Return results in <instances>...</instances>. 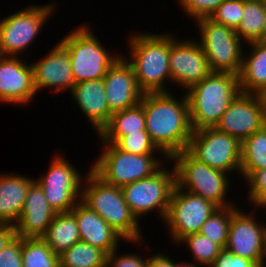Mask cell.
I'll return each mask as SVG.
<instances>
[{"label": "cell", "instance_id": "obj_35", "mask_svg": "<svg viewBox=\"0 0 266 267\" xmlns=\"http://www.w3.org/2000/svg\"><path fill=\"white\" fill-rule=\"evenodd\" d=\"M248 189L247 204L266 210V168L254 171L244 182Z\"/></svg>", "mask_w": 266, "mask_h": 267}, {"label": "cell", "instance_id": "obj_17", "mask_svg": "<svg viewBox=\"0 0 266 267\" xmlns=\"http://www.w3.org/2000/svg\"><path fill=\"white\" fill-rule=\"evenodd\" d=\"M22 57L0 56V103L19 107L37 95L31 62Z\"/></svg>", "mask_w": 266, "mask_h": 267}, {"label": "cell", "instance_id": "obj_26", "mask_svg": "<svg viewBox=\"0 0 266 267\" xmlns=\"http://www.w3.org/2000/svg\"><path fill=\"white\" fill-rule=\"evenodd\" d=\"M41 238L54 253L60 255L80 241L75 216L71 212L57 213Z\"/></svg>", "mask_w": 266, "mask_h": 267}, {"label": "cell", "instance_id": "obj_28", "mask_svg": "<svg viewBox=\"0 0 266 267\" xmlns=\"http://www.w3.org/2000/svg\"><path fill=\"white\" fill-rule=\"evenodd\" d=\"M107 253L78 241L59 255L60 267H107Z\"/></svg>", "mask_w": 266, "mask_h": 267}, {"label": "cell", "instance_id": "obj_40", "mask_svg": "<svg viewBox=\"0 0 266 267\" xmlns=\"http://www.w3.org/2000/svg\"><path fill=\"white\" fill-rule=\"evenodd\" d=\"M168 253H162V252H155L152 255L149 256L148 254V262H147V267H178L182 261H174L175 258L173 259Z\"/></svg>", "mask_w": 266, "mask_h": 267}, {"label": "cell", "instance_id": "obj_30", "mask_svg": "<svg viewBox=\"0 0 266 267\" xmlns=\"http://www.w3.org/2000/svg\"><path fill=\"white\" fill-rule=\"evenodd\" d=\"M22 267H60L59 255L42 238H22Z\"/></svg>", "mask_w": 266, "mask_h": 267}, {"label": "cell", "instance_id": "obj_42", "mask_svg": "<svg viewBox=\"0 0 266 267\" xmlns=\"http://www.w3.org/2000/svg\"><path fill=\"white\" fill-rule=\"evenodd\" d=\"M260 41L266 42V2H265V13H264V28L262 31V36Z\"/></svg>", "mask_w": 266, "mask_h": 267}, {"label": "cell", "instance_id": "obj_2", "mask_svg": "<svg viewBox=\"0 0 266 267\" xmlns=\"http://www.w3.org/2000/svg\"><path fill=\"white\" fill-rule=\"evenodd\" d=\"M164 33L137 31L127 37L130 56L123 55L132 64L138 86L144 93L171 92L166 84L171 83V32Z\"/></svg>", "mask_w": 266, "mask_h": 267}, {"label": "cell", "instance_id": "obj_25", "mask_svg": "<svg viewBox=\"0 0 266 267\" xmlns=\"http://www.w3.org/2000/svg\"><path fill=\"white\" fill-rule=\"evenodd\" d=\"M146 130L143 106L139 103L134 107L113 113L108 124L97 135L98 141L115 143L121 136L128 133Z\"/></svg>", "mask_w": 266, "mask_h": 267}, {"label": "cell", "instance_id": "obj_1", "mask_svg": "<svg viewBox=\"0 0 266 267\" xmlns=\"http://www.w3.org/2000/svg\"><path fill=\"white\" fill-rule=\"evenodd\" d=\"M172 92L144 93L140 101L146 131L168 159L187 150L193 134L187 95L183 93L180 97Z\"/></svg>", "mask_w": 266, "mask_h": 267}, {"label": "cell", "instance_id": "obj_19", "mask_svg": "<svg viewBox=\"0 0 266 267\" xmlns=\"http://www.w3.org/2000/svg\"><path fill=\"white\" fill-rule=\"evenodd\" d=\"M103 81L112 114L134 107L142 100L144 92L138 86L132 64L123 53L110 66Z\"/></svg>", "mask_w": 266, "mask_h": 267}, {"label": "cell", "instance_id": "obj_16", "mask_svg": "<svg viewBox=\"0 0 266 267\" xmlns=\"http://www.w3.org/2000/svg\"><path fill=\"white\" fill-rule=\"evenodd\" d=\"M266 124V107L259 94L240 92L215 128L241 143Z\"/></svg>", "mask_w": 266, "mask_h": 267}, {"label": "cell", "instance_id": "obj_15", "mask_svg": "<svg viewBox=\"0 0 266 267\" xmlns=\"http://www.w3.org/2000/svg\"><path fill=\"white\" fill-rule=\"evenodd\" d=\"M253 209L251 212H247V210L237 207L233 211L225 249L234 255L261 263L266 223L257 220V215H255L256 211L260 212L262 208L253 207Z\"/></svg>", "mask_w": 266, "mask_h": 267}, {"label": "cell", "instance_id": "obj_37", "mask_svg": "<svg viewBox=\"0 0 266 267\" xmlns=\"http://www.w3.org/2000/svg\"><path fill=\"white\" fill-rule=\"evenodd\" d=\"M118 250L120 247L107 255V267H147L148 255L144 257L139 253L130 252L121 254Z\"/></svg>", "mask_w": 266, "mask_h": 267}, {"label": "cell", "instance_id": "obj_44", "mask_svg": "<svg viewBox=\"0 0 266 267\" xmlns=\"http://www.w3.org/2000/svg\"><path fill=\"white\" fill-rule=\"evenodd\" d=\"M262 102L264 103L266 107V87L262 90V92L259 94Z\"/></svg>", "mask_w": 266, "mask_h": 267}, {"label": "cell", "instance_id": "obj_4", "mask_svg": "<svg viewBox=\"0 0 266 267\" xmlns=\"http://www.w3.org/2000/svg\"><path fill=\"white\" fill-rule=\"evenodd\" d=\"M241 92L239 77L229 72H211L186 92L193 131L215 128L231 102Z\"/></svg>", "mask_w": 266, "mask_h": 267}, {"label": "cell", "instance_id": "obj_29", "mask_svg": "<svg viewBox=\"0 0 266 267\" xmlns=\"http://www.w3.org/2000/svg\"><path fill=\"white\" fill-rule=\"evenodd\" d=\"M265 1H244L241 22L235 30L246 44L261 40L264 28Z\"/></svg>", "mask_w": 266, "mask_h": 267}, {"label": "cell", "instance_id": "obj_46", "mask_svg": "<svg viewBox=\"0 0 266 267\" xmlns=\"http://www.w3.org/2000/svg\"><path fill=\"white\" fill-rule=\"evenodd\" d=\"M250 267H261V264L254 262Z\"/></svg>", "mask_w": 266, "mask_h": 267}, {"label": "cell", "instance_id": "obj_13", "mask_svg": "<svg viewBox=\"0 0 266 267\" xmlns=\"http://www.w3.org/2000/svg\"><path fill=\"white\" fill-rule=\"evenodd\" d=\"M218 208L213 202L175 185L163 223L170 241L177 243L186 235L199 233L202 224Z\"/></svg>", "mask_w": 266, "mask_h": 267}, {"label": "cell", "instance_id": "obj_27", "mask_svg": "<svg viewBox=\"0 0 266 267\" xmlns=\"http://www.w3.org/2000/svg\"><path fill=\"white\" fill-rule=\"evenodd\" d=\"M266 168V124L241 143V177Z\"/></svg>", "mask_w": 266, "mask_h": 267}, {"label": "cell", "instance_id": "obj_3", "mask_svg": "<svg viewBox=\"0 0 266 267\" xmlns=\"http://www.w3.org/2000/svg\"><path fill=\"white\" fill-rule=\"evenodd\" d=\"M87 171L81 201L105 219L127 242L144 245L141 222L127 205L121 187L105 183L91 168Z\"/></svg>", "mask_w": 266, "mask_h": 267}, {"label": "cell", "instance_id": "obj_8", "mask_svg": "<svg viewBox=\"0 0 266 267\" xmlns=\"http://www.w3.org/2000/svg\"><path fill=\"white\" fill-rule=\"evenodd\" d=\"M58 2L28 5L0 19V56L20 57L28 53L46 22L57 12Z\"/></svg>", "mask_w": 266, "mask_h": 267}, {"label": "cell", "instance_id": "obj_22", "mask_svg": "<svg viewBox=\"0 0 266 267\" xmlns=\"http://www.w3.org/2000/svg\"><path fill=\"white\" fill-rule=\"evenodd\" d=\"M70 212L75 216L80 241L97 247L107 254L120 247V242H126L105 219L86 206L81 200Z\"/></svg>", "mask_w": 266, "mask_h": 267}, {"label": "cell", "instance_id": "obj_12", "mask_svg": "<svg viewBox=\"0 0 266 267\" xmlns=\"http://www.w3.org/2000/svg\"><path fill=\"white\" fill-rule=\"evenodd\" d=\"M187 151L214 169L241 175V142L216 128L193 131Z\"/></svg>", "mask_w": 266, "mask_h": 267}, {"label": "cell", "instance_id": "obj_9", "mask_svg": "<svg viewBox=\"0 0 266 267\" xmlns=\"http://www.w3.org/2000/svg\"><path fill=\"white\" fill-rule=\"evenodd\" d=\"M170 162V163H169ZM171 164L170 168L166 166ZM152 176L139 179L121 187L124 199L135 217L141 220L157 213L163 222L168 212L171 194L176 185V171L168 160Z\"/></svg>", "mask_w": 266, "mask_h": 267}, {"label": "cell", "instance_id": "obj_47", "mask_svg": "<svg viewBox=\"0 0 266 267\" xmlns=\"http://www.w3.org/2000/svg\"><path fill=\"white\" fill-rule=\"evenodd\" d=\"M244 1H265L266 2V0H244Z\"/></svg>", "mask_w": 266, "mask_h": 267}, {"label": "cell", "instance_id": "obj_43", "mask_svg": "<svg viewBox=\"0 0 266 267\" xmlns=\"http://www.w3.org/2000/svg\"><path fill=\"white\" fill-rule=\"evenodd\" d=\"M260 264H261V267H266V237L264 241L263 255H262V260Z\"/></svg>", "mask_w": 266, "mask_h": 267}, {"label": "cell", "instance_id": "obj_5", "mask_svg": "<svg viewBox=\"0 0 266 267\" xmlns=\"http://www.w3.org/2000/svg\"><path fill=\"white\" fill-rule=\"evenodd\" d=\"M90 24L82 23L59 40L69 52L75 84L103 79L110 66L122 54L110 52L100 42Z\"/></svg>", "mask_w": 266, "mask_h": 267}, {"label": "cell", "instance_id": "obj_18", "mask_svg": "<svg viewBox=\"0 0 266 267\" xmlns=\"http://www.w3.org/2000/svg\"><path fill=\"white\" fill-rule=\"evenodd\" d=\"M31 65L37 94L45 88H49L54 95L64 90L70 93L75 85L69 52L59 41Z\"/></svg>", "mask_w": 266, "mask_h": 267}, {"label": "cell", "instance_id": "obj_21", "mask_svg": "<svg viewBox=\"0 0 266 267\" xmlns=\"http://www.w3.org/2000/svg\"><path fill=\"white\" fill-rule=\"evenodd\" d=\"M77 109L81 110L90 123V126L98 135L101 130L108 124L112 113L105 94L103 79H94L80 82L74 85L70 91Z\"/></svg>", "mask_w": 266, "mask_h": 267}, {"label": "cell", "instance_id": "obj_32", "mask_svg": "<svg viewBox=\"0 0 266 267\" xmlns=\"http://www.w3.org/2000/svg\"><path fill=\"white\" fill-rule=\"evenodd\" d=\"M237 207L236 205L218 207L202 224L199 233L225 249L232 213Z\"/></svg>", "mask_w": 266, "mask_h": 267}, {"label": "cell", "instance_id": "obj_39", "mask_svg": "<svg viewBox=\"0 0 266 267\" xmlns=\"http://www.w3.org/2000/svg\"><path fill=\"white\" fill-rule=\"evenodd\" d=\"M254 262L222 249L210 267H250Z\"/></svg>", "mask_w": 266, "mask_h": 267}, {"label": "cell", "instance_id": "obj_7", "mask_svg": "<svg viewBox=\"0 0 266 267\" xmlns=\"http://www.w3.org/2000/svg\"><path fill=\"white\" fill-rule=\"evenodd\" d=\"M169 160L174 164L179 188L199 195L218 207L236 204L227 197L231 194L228 191L231 192L233 181L228 173L198 161L187 150L174 154Z\"/></svg>", "mask_w": 266, "mask_h": 267}, {"label": "cell", "instance_id": "obj_31", "mask_svg": "<svg viewBox=\"0 0 266 267\" xmlns=\"http://www.w3.org/2000/svg\"><path fill=\"white\" fill-rule=\"evenodd\" d=\"M178 244L180 246H187L186 248H188V251L192 254V262L186 260L183 262L193 264L197 267H210L222 250L218 244L200 233L186 235L176 246H178Z\"/></svg>", "mask_w": 266, "mask_h": 267}, {"label": "cell", "instance_id": "obj_38", "mask_svg": "<svg viewBox=\"0 0 266 267\" xmlns=\"http://www.w3.org/2000/svg\"><path fill=\"white\" fill-rule=\"evenodd\" d=\"M22 237L15 236L0 251V267H22Z\"/></svg>", "mask_w": 266, "mask_h": 267}, {"label": "cell", "instance_id": "obj_14", "mask_svg": "<svg viewBox=\"0 0 266 267\" xmlns=\"http://www.w3.org/2000/svg\"><path fill=\"white\" fill-rule=\"evenodd\" d=\"M169 65L171 84L185 92L212 72L203 49L194 37L178 39L172 33Z\"/></svg>", "mask_w": 266, "mask_h": 267}, {"label": "cell", "instance_id": "obj_20", "mask_svg": "<svg viewBox=\"0 0 266 267\" xmlns=\"http://www.w3.org/2000/svg\"><path fill=\"white\" fill-rule=\"evenodd\" d=\"M57 213L48 204L42 187L34 180L26 194L18 222L14 225L16 236L41 238Z\"/></svg>", "mask_w": 266, "mask_h": 267}, {"label": "cell", "instance_id": "obj_6", "mask_svg": "<svg viewBox=\"0 0 266 267\" xmlns=\"http://www.w3.org/2000/svg\"><path fill=\"white\" fill-rule=\"evenodd\" d=\"M99 148L100 155L90 168L105 183L117 187L152 176L169 160L164 154L127 153L113 143L100 142Z\"/></svg>", "mask_w": 266, "mask_h": 267}, {"label": "cell", "instance_id": "obj_45", "mask_svg": "<svg viewBox=\"0 0 266 267\" xmlns=\"http://www.w3.org/2000/svg\"><path fill=\"white\" fill-rule=\"evenodd\" d=\"M178 267H197L193 264H188L186 262H182Z\"/></svg>", "mask_w": 266, "mask_h": 267}, {"label": "cell", "instance_id": "obj_34", "mask_svg": "<svg viewBox=\"0 0 266 267\" xmlns=\"http://www.w3.org/2000/svg\"><path fill=\"white\" fill-rule=\"evenodd\" d=\"M243 9L244 0H224L209 18L236 30L241 22Z\"/></svg>", "mask_w": 266, "mask_h": 267}, {"label": "cell", "instance_id": "obj_41", "mask_svg": "<svg viewBox=\"0 0 266 267\" xmlns=\"http://www.w3.org/2000/svg\"><path fill=\"white\" fill-rule=\"evenodd\" d=\"M16 236L15 226L0 224V251Z\"/></svg>", "mask_w": 266, "mask_h": 267}, {"label": "cell", "instance_id": "obj_36", "mask_svg": "<svg viewBox=\"0 0 266 267\" xmlns=\"http://www.w3.org/2000/svg\"><path fill=\"white\" fill-rule=\"evenodd\" d=\"M181 7L185 17L198 20L203 17H210L212 13L224 0H176Z\"/></svg>", "mask_w": 266, "mask_h": 267}, {"label": "cell", "instance_id": "obj_33", "mask_svg": "<svg viewBox=\"0 0 266 267\" xmlns=\"http://www.w3.org/2000/svg\"><path fill=\"white\" fill-rule=\"evenodd\" d=\"M114 145L118 149L132 154H163L152 142L146 130H139L138 132L123 135Z\"/></svg>", "mask_w": 266, "mask_h": 267}, {"label": "cell", "instance_id": "obj_23", "mask_svg": "<svg viewBox=\"0 0 266 267\" xmlns=\"http://www.w3.org/2000/svg\"><path fill=\"white\" fill-rule=\"evenodd\" d=\"M34 180V177L15 172L0 173V224L18 222L27 190Z\"/></svg>", "mask_w": 266, "mask_h": 267}, {"label": "cell", "instance_id": "obj_24", "mask_svg": "<svg viewBox=\"0 0 266 267\" xmlns=\"http://www.w3.org/2000/svg\"><path fill=\"white\" fill-rule=\"evenodd\" d=\"M245 46L250 51L243 52L238 75L240 90L242 93L260 94L266 87V42L257 41Z\"/></svg>", "mask_w": 266, "mask_h": 267}, {"label": "cell", "instance_id": "obj_11", "mask_svg": "<svg viewBox=\"0 0 266 267\" xmlns=\"http://www.w3.org/2000/svg\"><path fill=\"white\" fill-rule=\"evenodd\" d=\"M49 164L48 171L35 180L42 187L48 204L56 213L70 212L81 200L86 174L75 169L76 166L69 162L62 152L54 154Z\"/></svg>", "mask_w": 266, "mask_h": 267}, {"label": "cell", "instance_id": "obj_10", "mask_svg": "<svg viewBox=\"0 0 266 267\" xmlns=\"http://www.w3.org/2000/svg\"><path fill=\"white\" fill-rule=\"evenodd\" d=\"M199 38L212 72H229L239 75L242 67L245 43L235 30L213 21L209 17L195 20ZM245 47V49H244Z\"/></svg>", "mask_w": 266, "mask_h": 267}]
</instances>
